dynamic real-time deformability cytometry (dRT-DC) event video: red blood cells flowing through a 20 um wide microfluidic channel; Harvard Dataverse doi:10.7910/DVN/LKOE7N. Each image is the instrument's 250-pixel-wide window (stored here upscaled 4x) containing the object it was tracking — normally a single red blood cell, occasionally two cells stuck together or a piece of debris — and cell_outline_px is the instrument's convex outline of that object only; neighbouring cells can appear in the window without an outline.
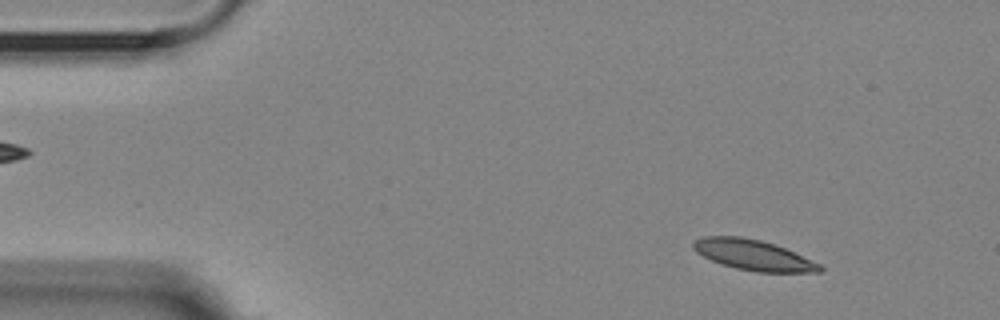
{"species": "Egyptian fruit bat (a non-hibernating species)", "species_latin": "Rousettus aegyptiacus", "temperature_condition": "room temperature", "stored_images_in_passage": 55, "camera_frame_rate_fps": 3000, "um_per_image_px": 0.085, "animal": {"sex": "female"}, "frame": {"image": 1, "passage_image": 6, "time_ms": 1.667, "image_size_px": [1000, 320], "cell_outline_px": [[824, 268], [820, 272], [756, 272], [736, 268], [712, 260], [696, 252], [692, 248], [692, 244], [696, 240], [704, 236], [740, 236], [760, 240], [784, 248], [820, 264]], "centroid_in_image_um": [64.02, 21.68], "position_along_channel_um": 21.0, "area_um2": 22.08}}
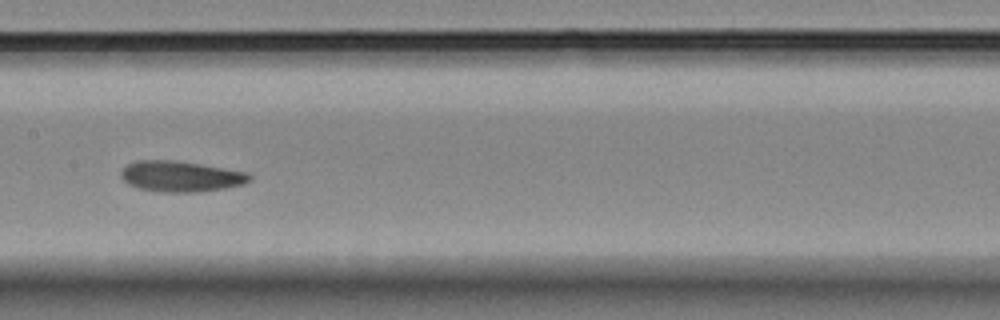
{"frame": {"image": 2, "passage_image": 27, "time_ms": 8.667, "image_size_px": [1000, 320], "cell_outline_px": [[252, 180], [244, 184], [224, 188], [200, 192], [164, 192], [140, 188], [128, 184], [120, 176], [120, 172], [128, 164], [136, 160], [176, 160], [248, 172], [252, 176]], "centroid_in_image_um": [15.39, 14.99], "position_along_channel_um": 192.0, "area_um2": 23.06}}
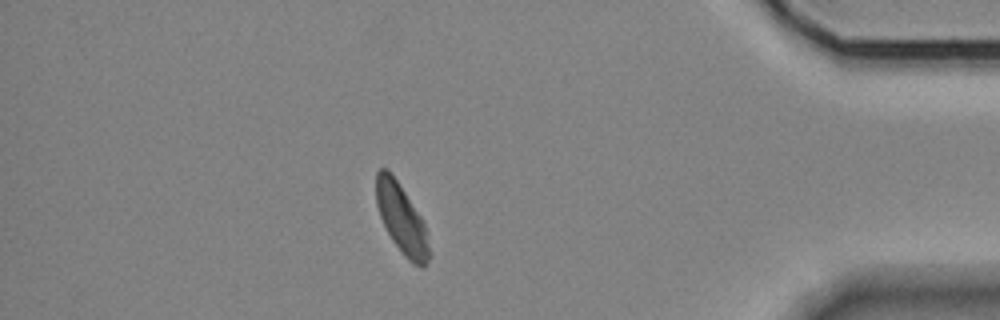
{"frame": {"image": 3, "passage_image": 48, "time_ms": 15.667, "image_size_px": [1000, 320], "cell_outline_px": [[432, 256], [424, 268], [420, 268], [412, 264], [404, 256], [392, 240], [380, 216], [376, 204], [376, 172], [380, 168], [388, 168], [420, 216], [424, 224]], "centroid_in_image_um": [34.15, 18.67], "position_along_channel_um": 401.1, "area_um2": 21.39}, "authors_computed_cell_mechanics": {"area_um2": 22.4842, "velocity_mm_per_s": 3.5532, "shape_relaxation_time_tau1_ms": 4.203, "shape_relaxation_time_tau2_ms": 3.1629, "deformation_change_tau1": 0.1315, "deformation_change_tau2": 0.0999}}